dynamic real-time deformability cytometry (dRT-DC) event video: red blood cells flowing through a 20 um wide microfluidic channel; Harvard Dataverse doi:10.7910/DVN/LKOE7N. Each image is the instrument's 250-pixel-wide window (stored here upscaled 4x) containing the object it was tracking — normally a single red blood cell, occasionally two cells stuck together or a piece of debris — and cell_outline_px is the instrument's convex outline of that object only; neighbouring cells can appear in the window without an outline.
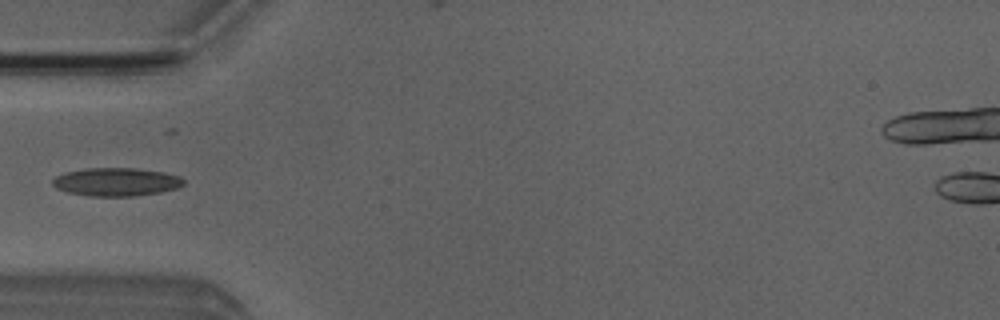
{"species": "Egyptian fruit bat (a non-hibernating species)", "species_latin": "Rousettus aegyptiacus", "temperature_condition": "room temperature", "stored_images_in_passage": 6, "camera_frame_rate_fps": 3000, "um_per_image_px": 0.085, "animal": {"sex": "male"}, "frame": {"image": 1, "passage_image": 5, "time_ms": 4.667, "image_size_px": [1000, 320], "cell_outline_px": [[184, 184], [176, 188], [160, 192], [136, 196], [92, 196], [68, 192], [56, 188], [52, 184], [52, 180], [56, 176], [64, 172], [84, 168], [136, 168], [164, 172], [180, 176], [184, 180]], "centroid_in_image_um": [9.87, 15.45], "position_along_channel_um": 75.1, "area_um2": 21.62}}